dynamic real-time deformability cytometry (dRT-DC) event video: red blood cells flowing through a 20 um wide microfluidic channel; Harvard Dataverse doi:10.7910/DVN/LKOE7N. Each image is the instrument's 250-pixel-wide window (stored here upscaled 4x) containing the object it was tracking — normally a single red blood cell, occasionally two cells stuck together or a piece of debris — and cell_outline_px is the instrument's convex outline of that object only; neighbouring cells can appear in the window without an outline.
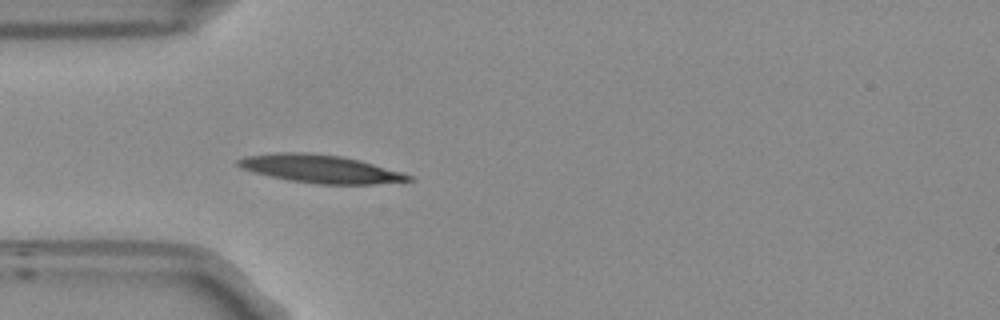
{"species": "Egyptian fruit bat (a non-hibernating species)", "species_latin": "Rousettus aegyptiacus", "temperature_condition": "room temperature", "stored_images_in_passage": 15, "camera_frame_rate_fps": 3000, "um_per_image_px": 0.085, "frame": {"image": 1, "passage_image": 5, "time_ms": 1.333, "image_size_px": [1000, 320], "cell_outline_px": [[416, 180], [372, 184], [316, 184], [288, 180], [252, 172], [240, 168], [236, 164], [236, 160], [244, 156], [276, 152], [304, 152], [340, 156], [360, 160], [400, 172], [412, 176]], "centroid_in_image_um": [27.16, 14.35], "position_along_channel_um": 57.8, "area_um2": 27.86}}